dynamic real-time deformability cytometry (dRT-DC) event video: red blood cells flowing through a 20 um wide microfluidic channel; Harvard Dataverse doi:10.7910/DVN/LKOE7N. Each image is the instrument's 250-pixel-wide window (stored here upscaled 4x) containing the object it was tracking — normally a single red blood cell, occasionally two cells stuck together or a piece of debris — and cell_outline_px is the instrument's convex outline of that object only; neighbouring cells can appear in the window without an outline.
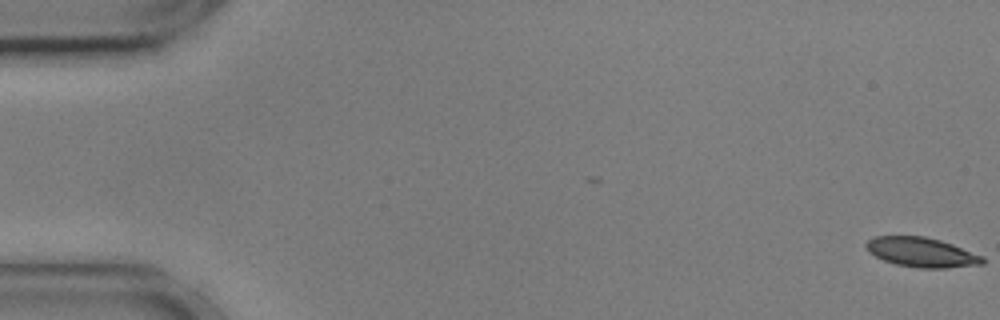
{"species": "common noctule bat (a hibernating species)", "species_latin": "Nyctalus noctula", "temperature_condition": "cold", "stored_images_in_passage": 56, "camera_frame_rate_fps": 3000, "um_per_image_px": 0.085, "animal": {"sex": "male", "body_mass_g": 17.9, "forearm_length_mm": 54.2}, "frame": {"image": 1, "passage_image": 1, "time_ms": 0.0, "image_size_px": [1000, 320], "cell_outline_px": [[984, 264], [948, 268], [920, 268], [896, 264], [884, 260], [868, 252], [864, 244], [872, 236], [924, 236], [940, 240], [952, 244], [984, 256]], "centroid_in_image_um": [78.33, 21.44], "position_along_channel_um": 6.7, "area_um2": 20.17}}
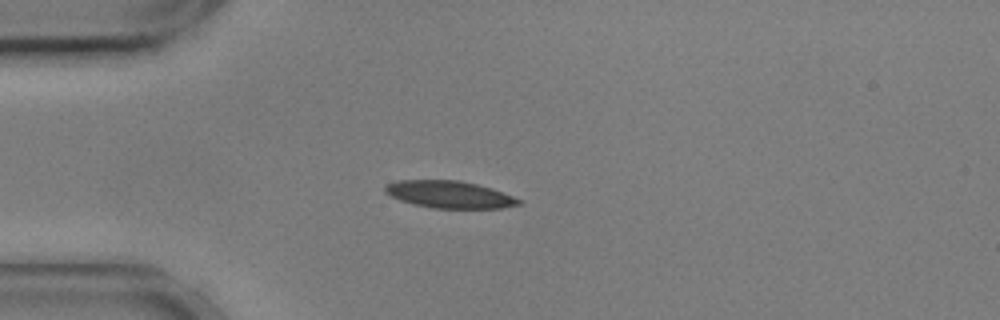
{"frame": {"image": 2, "passage_image": 15, "time_ms": 4.667, "image_size_px": [1000, 320], "cell_outline_px": [[524, 200], [520, 204], [500, 208], [432, 208], [412, 204], [400, 200], [384, 192], [384, 184], [400, 180], [460, 180], [492, 188]], "centroid_in_image_um": [38.2, 16.53], "position_along_channel_um": 46.8, "area_um2": 21.27}}
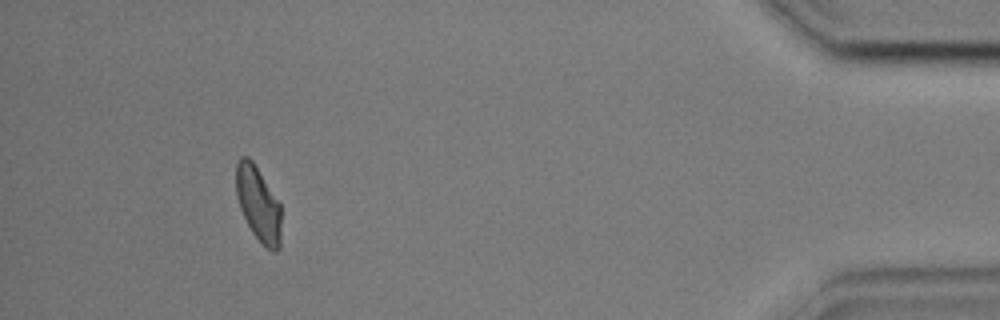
{"frame": {"image": 3, "passage_image": 52, "time_ms": 17.0, "image_size_px": [1000, 320], "cell_outline_px": [[280, 248], [276, 252], [272, 252], [252, 232], [240, 208], [236, 196], [236, 164], [240, 156], [248, 156], [252, 160], [280, 204]], "centroid_in_image_um": [21.94, 17.31], "position_along_channel_um": 413.3, "area_um2": 19.36}, "authors_computed_cell_mechanics": {"area_um2": 20.7791, "velocity_mm_per_s": 3.5889, "shape_relaxation_time_tau1_ms": 4.7957, "shape_relaxation_time_tau2_ms": 4.2266, "deformation_change_tau1": 0.1125, "deformation_change_tau2": 0.097}}